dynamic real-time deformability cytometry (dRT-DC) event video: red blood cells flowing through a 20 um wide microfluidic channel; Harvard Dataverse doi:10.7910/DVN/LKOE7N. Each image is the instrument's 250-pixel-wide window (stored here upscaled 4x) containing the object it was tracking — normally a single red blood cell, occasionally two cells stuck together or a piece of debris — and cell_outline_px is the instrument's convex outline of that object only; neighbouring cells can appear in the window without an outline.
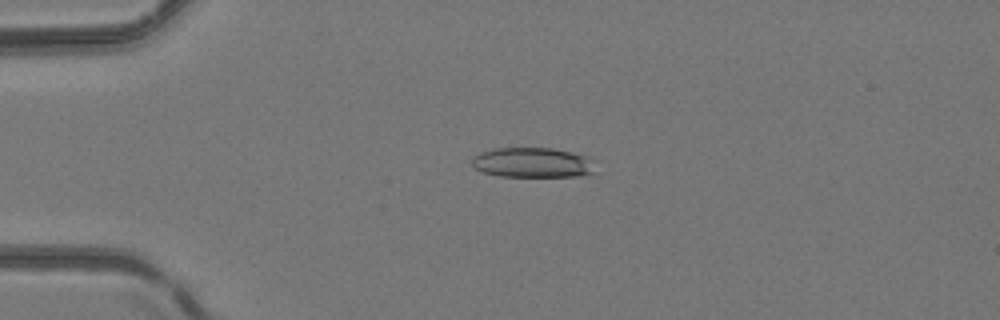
{"species": "common noctule bat (a hibernating species)", "species_latin": "Nyctalus noctula", "temperature_condition": "room temperature", "stored_images_in_passage": 4, "camera_frame_rate_fps": 3000, "um_per_image_px": 0.085, "animal": {"sex": "female", "body_mass_g": 24.6, "forearm_length_mm": 56.2}, "frame": {"image": 1, "passage_image": 3, "time_ms": 0.667, "image_size_px": [1000, 320], "cell_outline_px": [[596, 172], [580, 176], [500, 176], [480, 172], [472, 168], [472, 156], [480, 152], [492, 148], [552, 148], [592, 156]], "centroid_in_image_um": [45.28, 13.81], "position_along_channel_um": 39.7, "area_um2": 22.08}}